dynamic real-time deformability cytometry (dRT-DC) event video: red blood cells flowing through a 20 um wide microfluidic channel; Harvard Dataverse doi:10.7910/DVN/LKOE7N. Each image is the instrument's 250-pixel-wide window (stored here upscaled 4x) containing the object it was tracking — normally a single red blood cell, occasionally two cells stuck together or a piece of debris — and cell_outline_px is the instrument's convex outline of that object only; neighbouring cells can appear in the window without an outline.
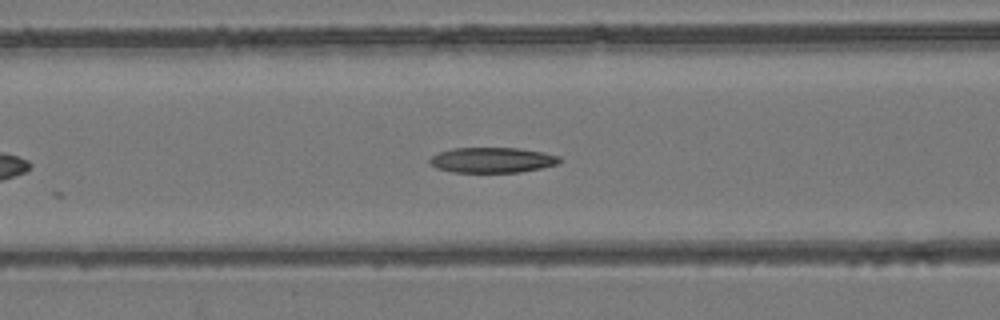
{"species": "common noctule bat (a hibernating species)", "species_latin": "Nyctalus noctula", "temperature_condition": "room temperature", "stored_images_in_passage": 12, "camera_frame_rate_fps": 3000, "um_per_image_px": 0.085, "animal": {"sex": "female", "body_mass_g": 24.6, "forearm_length_mm": 56.2}, "frame": {"image": 1, "passage_image": 5, "time_ms": 1.333, "image_size_px": [1000, 320], "cell_outline_px": [[560, 164], [520, 172], [452, 172], [436, 168], [428, 160], [432, 156], [440, 152], [452, 148], [520, 148], [544, 152], [560, 156]], "centroid_in_image_um": [41.87, 13.6], "position_along_channel_um": 124.7, "area_um2": 19.19}}
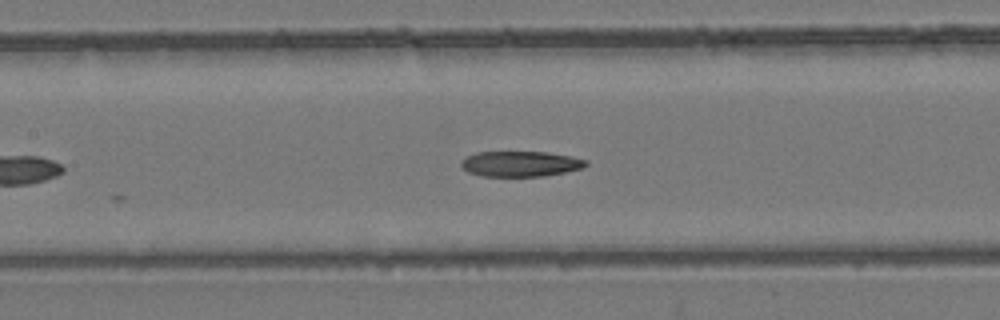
{"frame": {"image": 2, "passage_image": 8, "time_ms": 2.333, "image_size_px": [1000, 320], "cell_outline_px": [[588, 164], [584, 168], [544, 176], [480, 176], [468, 172], [460, 164], [460, 160], [476, 152], [548, 152], [588, 160]], "centroid_in_image_um": [44.24, 13.93], "position_along_channel_um": 163.2, "area_um2": 18.5}}